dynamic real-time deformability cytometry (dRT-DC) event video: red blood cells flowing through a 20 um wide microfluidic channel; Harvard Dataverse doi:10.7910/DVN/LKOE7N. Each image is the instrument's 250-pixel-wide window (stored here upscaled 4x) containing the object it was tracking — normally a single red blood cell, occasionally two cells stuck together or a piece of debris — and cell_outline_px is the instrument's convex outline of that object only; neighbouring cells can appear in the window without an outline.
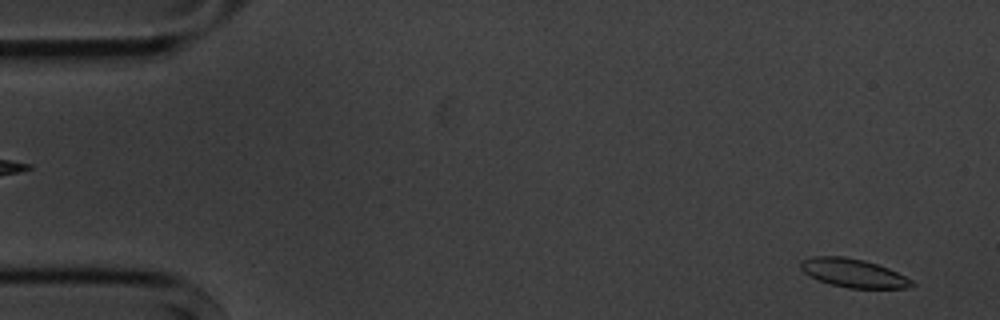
{"species": "common noctule bat (a hibernating species)", "species_latin": "Nyctalus noctula", "temperature_condition": "cold", "stored_images_in_passage": 5, "segment_of_instrument_passage": [2, 2], "camera_frame_rate_fps": 3000, "um_per_image_px": 0.085, "animal": {"sex": "male", "body_mass_g": 20.1, "forearm_length_mm": 53.5}, "frame": {"image": 1, "passage_image": 5, "time_ms": 4.667, "image_size_px": [1000, 320], "cell_outline_px": [[916, 284], [904, 288], [848, 288], [832, 284], [820, 280], [804, 272], [800, 268], [800, 264], [804, 260], [812, 256], [844, 256], [864, 260], [888, 268], [912, 280]], "centroid_in_image_um": [72.54, 23.2], "position_along_channel_um": 12.5, "area_um2": 18.15}}